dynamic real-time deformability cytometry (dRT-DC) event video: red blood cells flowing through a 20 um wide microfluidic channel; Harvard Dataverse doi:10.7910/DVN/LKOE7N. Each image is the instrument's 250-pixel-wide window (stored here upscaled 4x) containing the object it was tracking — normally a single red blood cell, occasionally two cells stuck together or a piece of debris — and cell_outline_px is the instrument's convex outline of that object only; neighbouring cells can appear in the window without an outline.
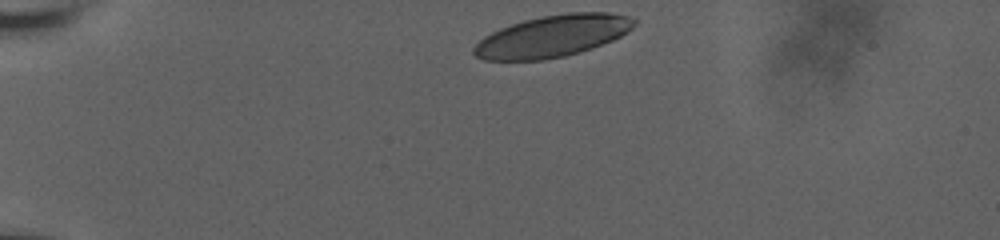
{"species": "human", "species_latin": "Homo sapiens", "temperature_condition": "room temperature", "stored_images_in_passage": 6, "camera_frame_rate_fps": 3000, "um_per_image_px": 0.085, "donor": {"sex": "male"}, "frame": {"image": 1, "passage_image": 1, "time_ms": 0.0, "image_size_px": [1000, 240], "cell_outline_px": [[636, 24], [632, 28], [620, 36], [612, 40], [592, 48], [564, 56], [544, 60], [484, 60], [476, 56], [472, 52], [472, 48], [484, 36], [500, 28], [524, 20], [544, 16], [568, 12], [608, 12], [628, 16], [636, 20]], "centroid_in_image_um": [46.96, 3.07], "position_along_channel_um": 38.0, "area_um2": 38.84}}